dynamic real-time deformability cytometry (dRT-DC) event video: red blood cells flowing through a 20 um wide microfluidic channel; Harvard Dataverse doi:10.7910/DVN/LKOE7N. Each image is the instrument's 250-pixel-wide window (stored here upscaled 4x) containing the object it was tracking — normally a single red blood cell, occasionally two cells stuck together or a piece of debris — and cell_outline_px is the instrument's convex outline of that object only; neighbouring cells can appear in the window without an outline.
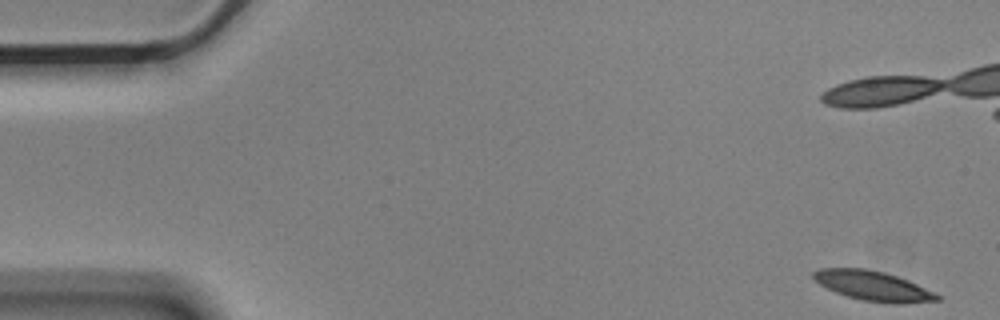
{"species": "Egyptian fruit bat (a non-hibernating species)", "species_latin": "Rousettus aegyptiacus", "temperature_condition": "cold", "stored_images_in_passage": 6, "camera_frame_rate_fps": 3000, "um_per_image_px": 0.085, "animal": {"sex": "male"}, "frame": {"image": 1, "passage_image": 1, "time_ms": 0.0, "image_size_px": [1000, 320], "cell_outline_px": [[940, 300], [904, 304], [892, 304], [864, 300], [848, 296], [836, 292], [820, 284], [812, 276], [812, 272], [820, 268], [868, 268], [884, 272], [908, 280], [940, 296]], "centroid_in_image_um": [74.2, 24.29], "position_along_channel_um": 10.8, "area_um2": 21.21}}